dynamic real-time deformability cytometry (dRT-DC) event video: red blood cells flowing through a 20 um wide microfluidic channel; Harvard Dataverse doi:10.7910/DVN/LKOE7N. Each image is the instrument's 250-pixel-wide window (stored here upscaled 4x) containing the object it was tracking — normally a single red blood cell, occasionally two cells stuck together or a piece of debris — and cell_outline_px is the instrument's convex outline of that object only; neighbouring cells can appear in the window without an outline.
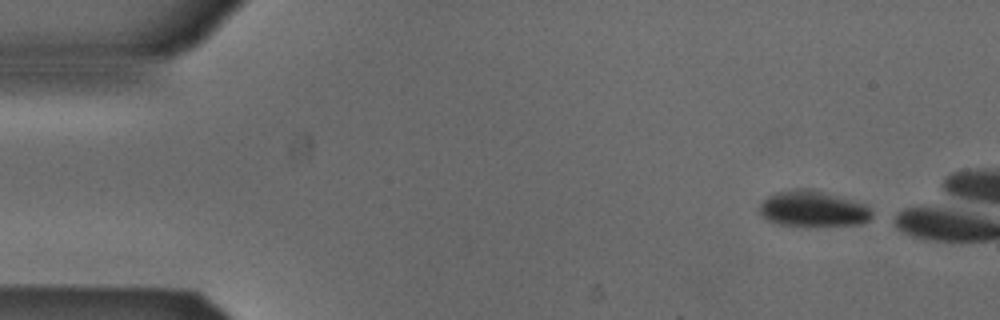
{"species": "Egyptian fruit bat (a non-hibernating species)", "species_latin": "Rousettus aegyptiacus", "temperature_condition": "cold", "stored_images_in_passage": 5, "camera_frame_rate_fps": 3000, "um_per_image_px": 0.085, "animal": {"sex": "male"}, "frame": {"image": 1, "passage_image": 1, "time_ms": 0.0, "image_size_px": [1000, 320], "cell_outline_px": [[872, 216], [868, 220], [860, 224], [780, 224], [768, 220], [760, 212], [760, 204], [768, 196], [776, 192], [796, 188], [800, 188], [864, 204], [872, 212]], "centroid_in_image_um": [69.05, 17.74], "position_along_channel_um": 16.0, "area_um2": 22.02}}